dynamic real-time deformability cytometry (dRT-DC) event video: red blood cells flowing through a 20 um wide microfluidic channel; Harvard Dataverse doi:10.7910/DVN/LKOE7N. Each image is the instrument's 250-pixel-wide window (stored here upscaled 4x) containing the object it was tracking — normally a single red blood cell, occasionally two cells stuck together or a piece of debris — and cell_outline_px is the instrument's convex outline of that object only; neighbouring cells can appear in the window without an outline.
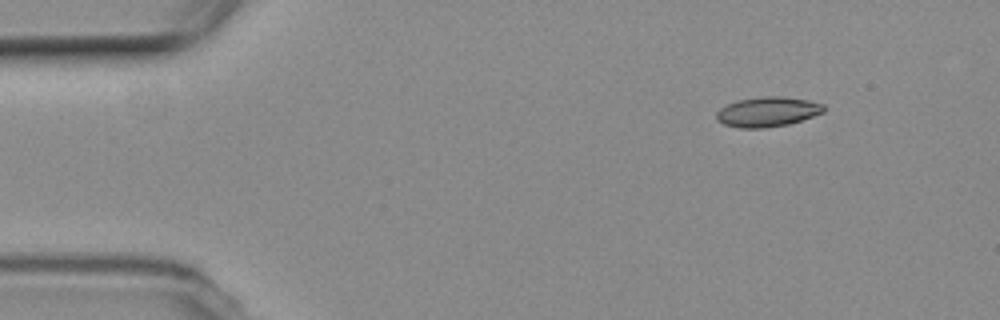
{"species": "common noctule bat (a hibernating species)", "species_latin": "Nyctalus noctula", "temperature_condition": "room temperature", "stored_images_in_passage": 4, "camera_frame_rate_fps": 3000, "um_per_image_px": 0.085, "animal": {"sex": "female", "body_mass_g": 19.3, "forearm_length_mm": 54.1}, "frame": {"image": 1, "passage_image": 1, "time_ms": 0.0, "image_size_px": [1000, 320], "cell_outline_px": [[824, 112], [788, 124], [764, 128], [740, 128], [724, 124], [716, 120], [716, 112], [720, 108], [736, 100], [764, 96], [784, 96], [808, 100], [824, 104]], "centroid_in_image_um": [65.22, 9.49], "position_along_channel_um": 19.8, "area_um2": 18.67}}
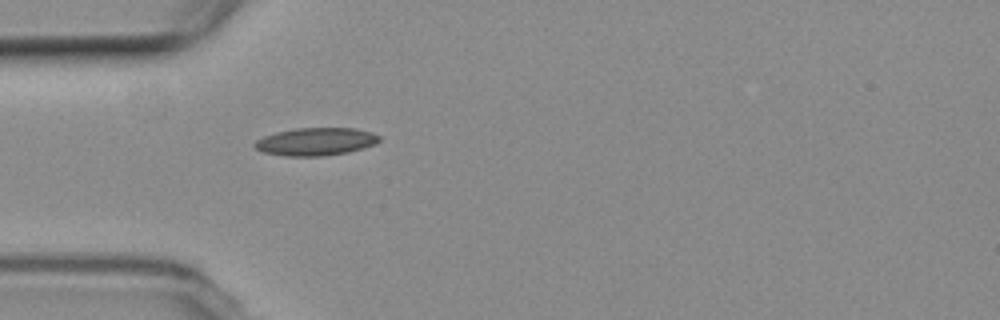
{"frame": {"image": 2, "passage_image": 4, "time_ms": 3.333, "image_size_px": [1000, 320], "cell_outline_px": [[380, 140], [376, 144], [348, 152], [320, 156], [284, 156], [264, 152], [256, 148], [252, 144], [256, 140], [264, 136], [276, 132], [296, 128], [356, 128], [372, 132], [380, 136]], "centroid_in_image_um": [26.85, 12.03], "position_along_channel_um": 58.2, "area_um2": 20.17}}